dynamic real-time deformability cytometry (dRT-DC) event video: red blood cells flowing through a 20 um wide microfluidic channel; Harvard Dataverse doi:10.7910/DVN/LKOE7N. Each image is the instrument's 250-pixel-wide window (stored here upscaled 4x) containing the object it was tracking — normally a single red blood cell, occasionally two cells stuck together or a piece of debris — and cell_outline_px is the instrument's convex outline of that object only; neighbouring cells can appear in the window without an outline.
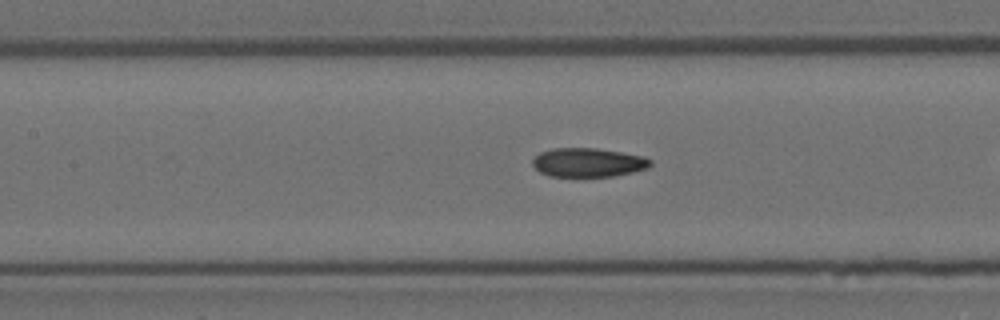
{"species": "Egyptian fruit bat (a non-hibernating species)", "species_latin": "Rousettus aegyptiacus", "temperature_condition": "room temperature", "stored_images_in_passage": 13, "camera_frame_rate_fps": 3000, "um_per_image_px": 0.085, "animal": {"sex": "female"}, "frame": {"image": 1, "passage_image": 8, "time_ms": 2.333, "image_size_px": [1000, 320], "cell_outline_px": [[652, 164], [648, 168], [632, 172], [612, 176], [548, 176], [540, 172], [532, 164], [532, 160], [540, 152], [552, 148], [596, 148], [644, 156], [652, 160]], "centroid_in_image_um": [49.99, 13.8], "position_along_channel_um": 157.4, "area_um2": 19.83}}
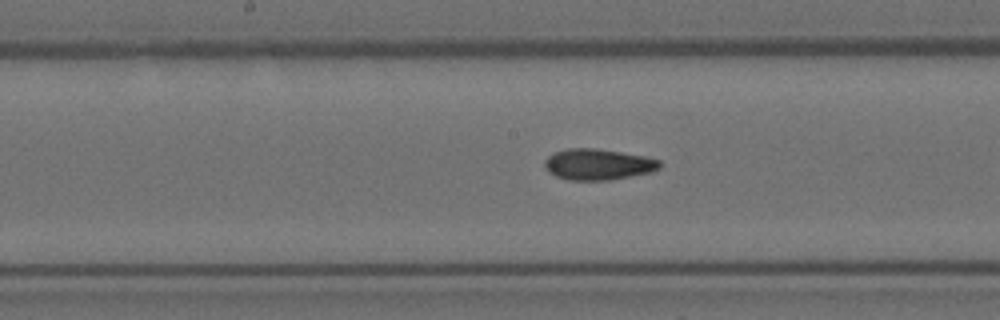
{"frame": {"image": 2, "passage_image": 11, "time_ms": 3.333, "image_size_px": [1000, 320], "cell_outline_px": [[660, 168], [652, 172], [612, 180], [568, 180], [556, 176], [548, 172], [544, 168], [544, 160], [548, 156], [556, 152], [568, 148], [596, 148], [620, 152], [660, 160]], "centroid_in_image_um": [50.8, 13.98], "position_along_channel_um": 197.4, "area_um2": 20.81}}